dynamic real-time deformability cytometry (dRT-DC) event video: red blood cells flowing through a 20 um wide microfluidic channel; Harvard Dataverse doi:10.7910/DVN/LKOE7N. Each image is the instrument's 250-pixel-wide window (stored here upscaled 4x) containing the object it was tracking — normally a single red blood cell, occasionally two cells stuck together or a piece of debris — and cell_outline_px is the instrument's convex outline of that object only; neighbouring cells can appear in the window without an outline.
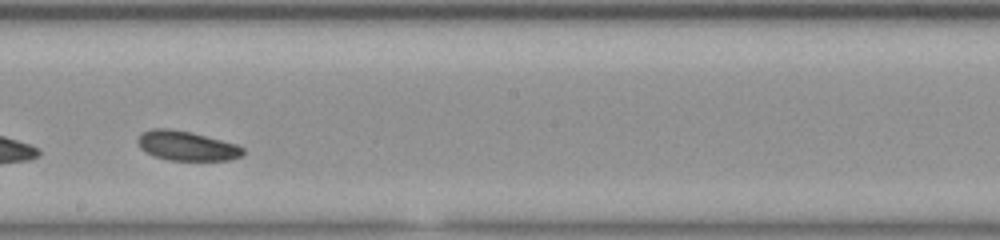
{"species": "common noctule bat (a hibernating species)", "species_latin": "Nyctalus noctula", "temperature_condition": "room temperature", "stored_images_in_passage": 33, "camera_frame_rate_fps": 3000, "um_per_image_px": 0.085, "animal": {"sex": "female", "body_mass_g": 23.0, "forearm_length_mm": 53.4}, "frame": {"image": 1, "passage_image": 19, "time_ms": 6.0, "image_size_px": [1000, 240], "cell_outline_px": [[244, 152], [240, 156], [228, 160], [168, 160], [152, 156], [144, 152], [140, 148], [136, 140], [144, 132], [152, 128], [168, 128], [188, 132], [236, 144], [244, 148]], "centroid_in_image_um": [15.81, 12.41], "position_along_channel_um": 232.4, "area_um2": 17.92}, "authors_computed_cell_mechanics": {"area_um2": 18.6694, "velocity_mm_per_s": 3.8276, "shape_relaxation_time_tau1_ms": 3.8944, "shape_relaxation_time_tau2_ms": 10.7325, "deformation_change_tau1": 0.059, "deformation_change_tau2": 0.1913}}